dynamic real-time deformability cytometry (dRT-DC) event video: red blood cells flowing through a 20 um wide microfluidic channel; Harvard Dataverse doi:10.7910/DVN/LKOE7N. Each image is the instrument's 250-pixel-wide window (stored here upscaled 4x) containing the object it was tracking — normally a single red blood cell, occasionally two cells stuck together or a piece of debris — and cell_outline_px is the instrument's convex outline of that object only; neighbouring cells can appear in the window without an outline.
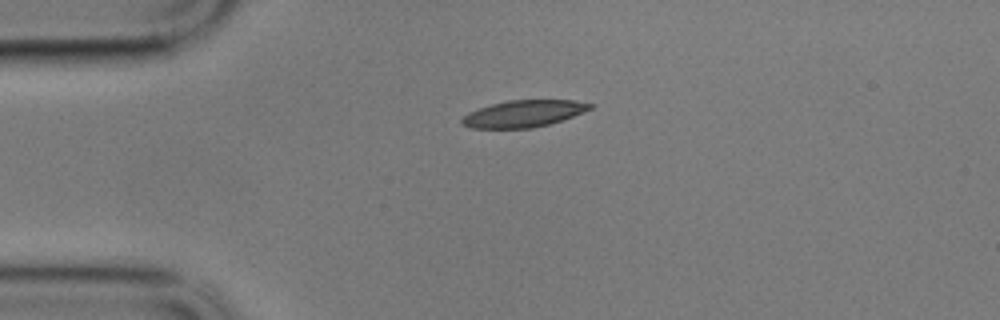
{"species": "common noctule bat (a hibernating species)", "species_latin": "Nyctalus noctula", "temperature_condition": "cold", "stored_images_in_passage": 38, "camera_frame_rate_fps": 3000, "um_per_image_px": 0.085, "animal": {"sex": "male", "body_mass_g": 17.9}, "frame": {"image": 1, "passage_image": 1, "time_ms": 0.0, "image_size_px": [1000, 320], "cell_outline_px": [[596, 104], [592, 108], [572, 116], [548, 124], [532, 128], [472, 128], [460, 124], [460, 120], [468, 112], [492, 104], [508, 100], [572, 100]], "centroid_in_image_um": [44.48, 9.66], "position_along_channel_um": 40.5, "area_um2": 19.88}}
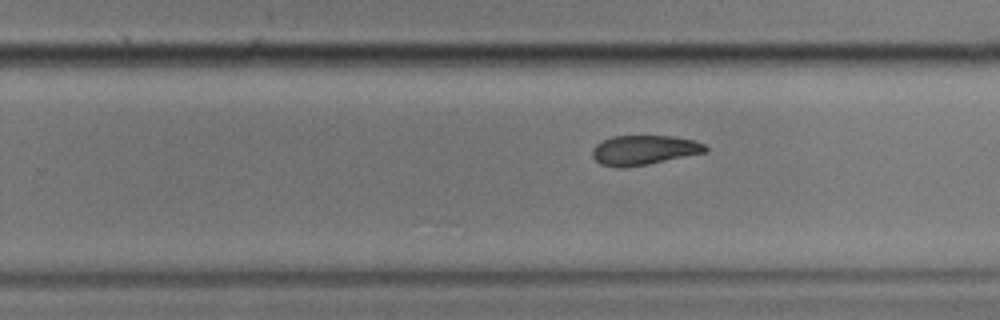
{"frame": {"image": 2, "passage_image": 24, "time_ms": 7.667, "image_size_px": [1000, 320], "cell_outline_px": [[708, 152], [648, 164], [624, 168], [616, 168], [600, 164], [592, 156], [592, 148], [596, 144], [612, 136], [672, 136], [692, 140], [704, 144], [708, 148]], "centroid_in_image_um": [54.72, 12.77], "position_along_channel_um": 275.1, "area_um2": 19.59}}
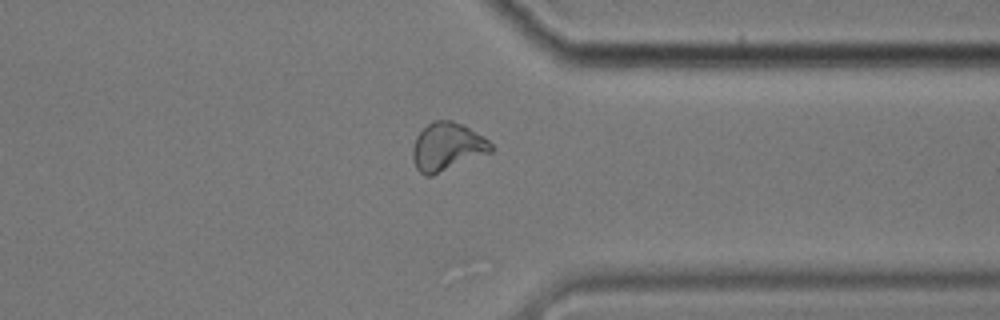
{"frame": {"image": 3, "passage_image": 33, "time_ms": 10.667, "image_size_px": [1000, 320], "cell_outline_px": [[492, 152], [432, 176], [424, 176], [416, 168], [412, 156], [412, 148], [416, 136], [432, 120], [452, 120], [484, 136], [492, 144]], "centroid_in_image_um": [38.0, 12.49], "position_along_channel_um": 373.4, "area_um2": 21.96}, "authors_computed_cell_mechanics": {"area_um2": 20.9814, "velocity_mm_per_s": 3.3872, "shape_relaxation_time_tau1_ms": 9.4331, "shape_relaxation_time_tau2_ms": 7.893, "deformation_change_tau1": 0.1589, "deformation_change_tau2": 0.1353}}